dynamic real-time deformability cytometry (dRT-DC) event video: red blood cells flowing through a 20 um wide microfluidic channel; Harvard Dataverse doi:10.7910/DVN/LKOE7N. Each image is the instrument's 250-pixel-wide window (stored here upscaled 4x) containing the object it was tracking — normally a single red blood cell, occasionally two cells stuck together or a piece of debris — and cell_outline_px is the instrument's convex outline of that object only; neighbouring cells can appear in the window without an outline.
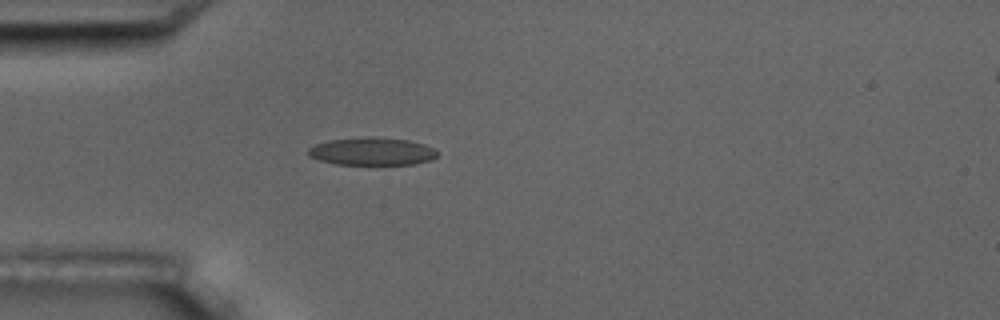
{"species": "common noctule bat (a hibernating species)", "species_latin": "Nyctalus noctula", "temperature_condition": "room temperature", "stored_images_in_passage": 1, "camera_frame_rate_fps": 3000, "um_per_image_px": 0.085, "animal": {"sex": "male", "body_mass_g": 17.5, "forearm_length_mm": 52.3}, "frame": {"image": 1, "passage_image": 1, "time_ms": 0.0, "image_size_px": [1000, 320], "cell_outline_px": [[436, 156], [432, 160], [416, 164], [336, 164], [320, 160], [312, 156], [308, 152], [308, 148], [316, 144], [328, 140], [368, 136], [372, 136], [408, 140], [424, 144], [432, 148], [436, 152]], "centroid_in_image_um": [31.63, 12.86], "position_along_channel_um": 53.4, "area_um2": 20.75}}